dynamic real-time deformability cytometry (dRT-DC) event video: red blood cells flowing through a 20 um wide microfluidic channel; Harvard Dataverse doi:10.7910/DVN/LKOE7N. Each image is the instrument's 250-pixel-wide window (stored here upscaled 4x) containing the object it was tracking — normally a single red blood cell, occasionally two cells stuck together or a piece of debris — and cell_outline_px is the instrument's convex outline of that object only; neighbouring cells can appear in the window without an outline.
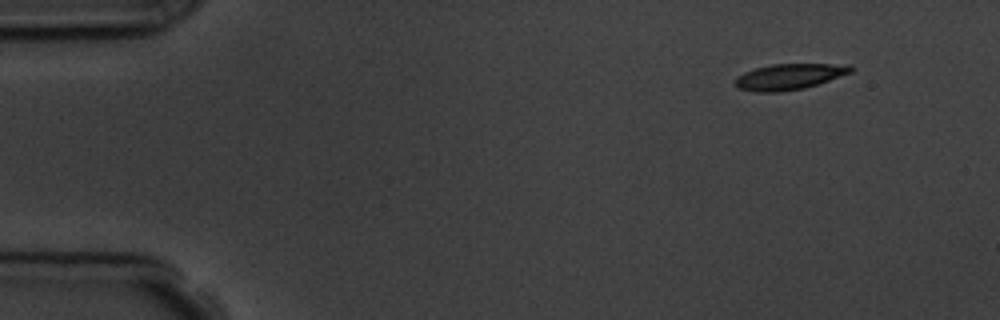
{"species": "common noctule bat (a hibernating species)", "species_latin": "Nyctalus noctula", "temperature_condition": "room temperature", "stored_images_in_passage": 4, "camera_frame_rate_fps": 3000, "um_per_image_px": 0.085, "animal": {"sex": "male", "body_mass_g": 19.5, "forearm_length_mm": 54.6}, "frame": {"image": 1, "passage_image": 1, "time_ms": 0.0, "image_size_px": [1000, 320], "cell_outline_px": [[852, 72], [804, 88], [776, 92], [756, 92], [736, 88], [732, 84], [736, 76], [744, 72], [756, 68], [772, 64], [848, 64], [852, 68]], "centroid_in_image_um": [67.0, 6.52], "position_along_channel_um": 18.0, "area_um2": 17.4}}
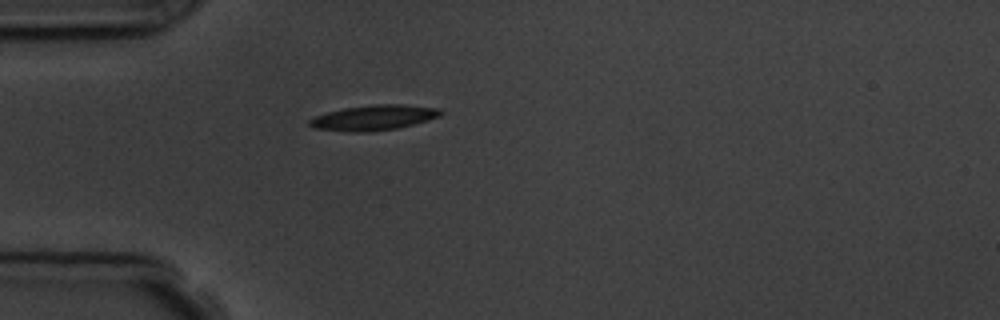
{"frame": {"image": 2, "passage_image": 4, "time_ms": 3.333, "image_size_px": [1000, 320], "cell_outline_px": [[444, 112], [440, 116], [428, 120], [400, 128], [368, 132], [352, 132], [316, 128], [308, 124], [308, 120], [316, 116], [328, 112], [344, 108], [376, 104], [404, 104], [440, 108]], "centroid_in_image_um": [31.83, 10.0], "position_along_channel_um": 53.2, "area_um2": 19.31}}